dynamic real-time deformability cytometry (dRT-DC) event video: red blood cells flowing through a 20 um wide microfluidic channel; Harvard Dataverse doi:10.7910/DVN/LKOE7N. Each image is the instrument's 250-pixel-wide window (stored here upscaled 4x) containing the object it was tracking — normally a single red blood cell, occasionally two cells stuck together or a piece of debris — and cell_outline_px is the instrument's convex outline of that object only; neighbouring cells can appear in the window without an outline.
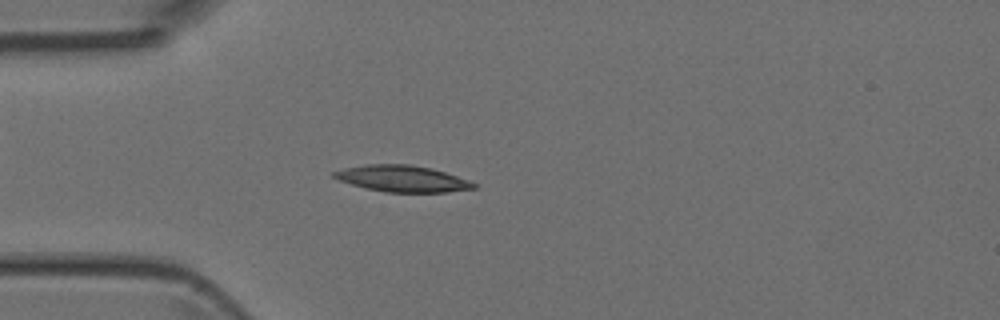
{"species": "Egyptian fruit bat (a non-hibernating species)", "species_latin": "Rousettus aegyptiacus", "temperature_condition": "room temperature", "stored_images_in_passage": 2, "camera_frame_rate_fps": 3000, "um_per_image_px": 0.085, "animal": {"sex": "female"}, "frame": {"image": 1, "passage_image": 2, "time_ms": 1.0, "image_size_px": [1000, 320], "cell_outline_px": [[476, 188], [448, 192], [384, 192], [352, 184], [340, 180], [332, 176], [332, 172], [344, 168], [364, 164], [408, 164], [432, 168], [468, 180], [476, 184]], "centroid_in_image_um": [34.19, 15.18], "position_along_channel_um": 50.8, "area_um2": 21.33}}